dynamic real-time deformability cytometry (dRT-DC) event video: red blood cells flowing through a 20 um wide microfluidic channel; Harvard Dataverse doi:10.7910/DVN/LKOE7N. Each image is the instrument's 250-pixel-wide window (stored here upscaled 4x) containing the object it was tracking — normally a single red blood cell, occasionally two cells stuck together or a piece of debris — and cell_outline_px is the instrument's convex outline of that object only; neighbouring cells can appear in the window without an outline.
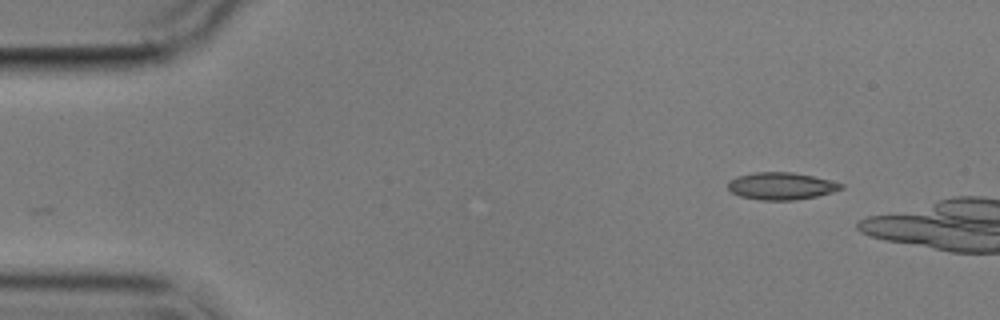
{"species": "common noctule bat (a hibernating species)", "species_latin": "Nyctalus noctula", "temperature_condition": "cold", "stored_images_in_passage": 3, "camera_frame_rate_fps": 3000, "um_per_image_px": 0.085, "animal": {"sex": "male", "body_mass_g": 17.9}, "frame": {"image": 1, "passage_image": 3, "time_ms": 2.333, "image_size_px": [1000, 320], "cell_outline_px": [[844, 188], [832, 192], [816, 196], [796, 200], [760, 200], [740, 196], [732, 192], [728, 188], [728, 180], [736, 176], [756, 172], [792, 172], [812, 176], [844, 184]], "centroid_in_image_um": [66.38, 15.81], "position_along_channel_um": 18.6, "area_um2": 17.92}}